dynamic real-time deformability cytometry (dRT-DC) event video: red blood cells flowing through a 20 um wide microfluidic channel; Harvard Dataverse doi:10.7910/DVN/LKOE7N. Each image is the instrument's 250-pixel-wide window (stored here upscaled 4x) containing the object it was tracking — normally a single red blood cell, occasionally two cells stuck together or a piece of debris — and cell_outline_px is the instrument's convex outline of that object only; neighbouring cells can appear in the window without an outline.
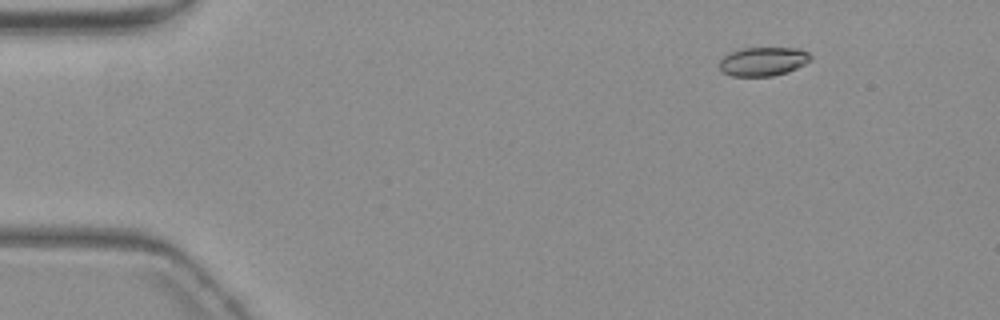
{"species": "common noctule bat (a hibernating species)", "species_latin": "Nyctalus noctula", "temperature_condition": "warm", "stored_images_in_passage": 43, "camera_frame_rate_fps": 3000, "um_per_image_px": 0.085, "animal": {"sex": "female", "body_mass_g": 19.3, "forearm_length_mm": 54.1}, "frame": {"image": 1, "passage_image": 2, "time_ms": 0.333, "image_size_px": [1000, 320], "cell_outline_px": [[812, 60], [788, 72], [772, 76], [732, 76], [720, 72], [720, 60], [728, 52], [740, 48], [800, 48], [808, 52], [812, 56]], "centroid_in_image_um": [64.86, 5.22], "position_along_channel_um": 20.1, "area_um2": 15.55}}
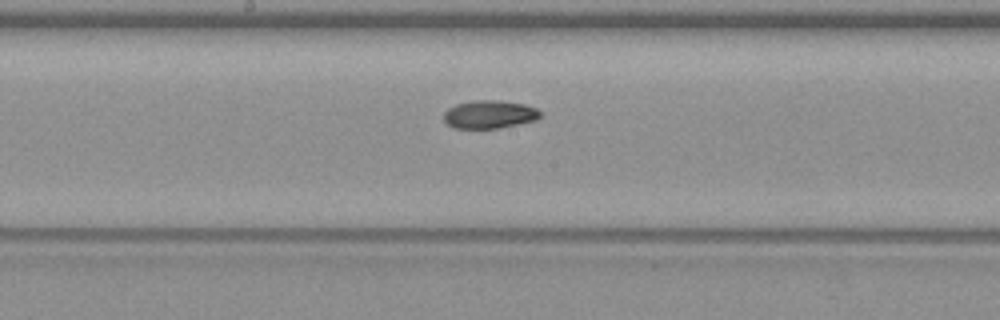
{"frame": {"image": 2, "passage_image": 25, "time_ms": 8.0, "image_size_px": [1000, 320], "cell_outline_px": [[540, 116], [536, 120], [500, 128], [456, 128], [448, 124], [444, 120], [444, 112], [448, 108], [456, 104], [476, 100], [500, 100], [524, 104], [536, 108], [540, 112]], "centroid_in_image_um": [41.6, 9.72], "position_along_channel_um": 206.6, "area_um2": 15.72}}
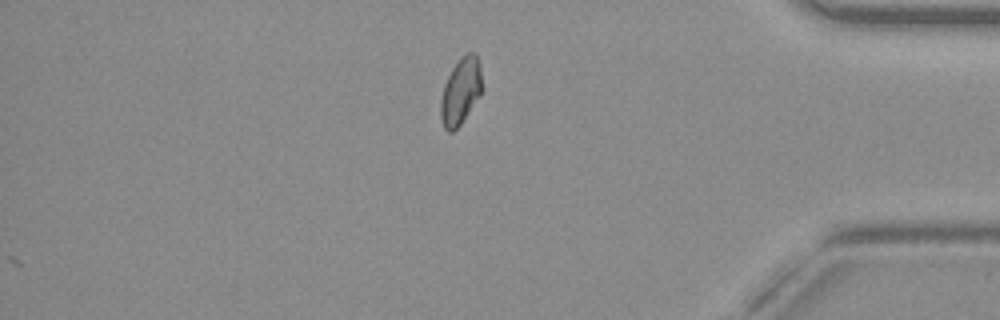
{"frame": {"image": 3, "passage_image": 43, "time_ms": 14.0, "image_size_px": [1000, 320], "cell_outline_px": [[484, 88], [480, 96], [460, 124], [452, 132], [448, 132], [444, 128], [440, 116], [440, 100], [444, 84], [452, 68], [460, 56], [468, 52], [472, 52], [480, 60]], "centroid_in_image_um": [39.18, 7.72], "position_along_channel_um": 396.0, "area_um2": 16.42}, "authors_computed_cell_mechanics": {"area_um2": 15.7794, "velocity_mm_per_s": 3.6771, "shape_relaxation_time_tau1_ms": null, "shape_relaxation_time_tau2_ms": 11.2038, "deformation_change_tau1": null, "deformation_change_tau2": 0.1376}}